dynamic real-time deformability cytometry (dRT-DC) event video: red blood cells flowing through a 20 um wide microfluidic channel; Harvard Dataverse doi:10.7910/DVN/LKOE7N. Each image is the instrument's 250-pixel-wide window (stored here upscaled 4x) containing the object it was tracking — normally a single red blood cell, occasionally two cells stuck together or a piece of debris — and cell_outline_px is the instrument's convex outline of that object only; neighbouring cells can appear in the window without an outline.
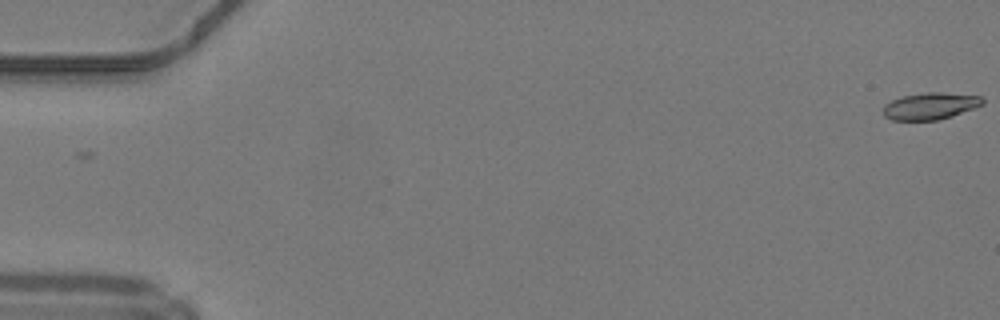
{"species": "common noctule bat (a hibernating species)", "species_latin": "Nyctalus noctula", "temperature_condition": "warm", "stored_images_in_passage": 14, "camera_frame_rate_fps": 3000, "um_per_image_px": 0.085, "animal": {"sex": "male", "body_mass_g": 19.2, "forearm_length_mm": 51.8}, "frame": {"image": 1, "passage_image": 1, "time_ms": 0.0, "image_size_px": [1000, 320], "cell_outline_px": [[984, 104], [952, 116], [936, 120], [892, 120], [884, 116], [884, 104], [900, 96], [924, 92], [940, 92], [980, 96], [984, 100]], "centroid_in_image_um": [79.05, 9.0], "position_along_channel_um": 5.9, "area_um2": 15.55}}